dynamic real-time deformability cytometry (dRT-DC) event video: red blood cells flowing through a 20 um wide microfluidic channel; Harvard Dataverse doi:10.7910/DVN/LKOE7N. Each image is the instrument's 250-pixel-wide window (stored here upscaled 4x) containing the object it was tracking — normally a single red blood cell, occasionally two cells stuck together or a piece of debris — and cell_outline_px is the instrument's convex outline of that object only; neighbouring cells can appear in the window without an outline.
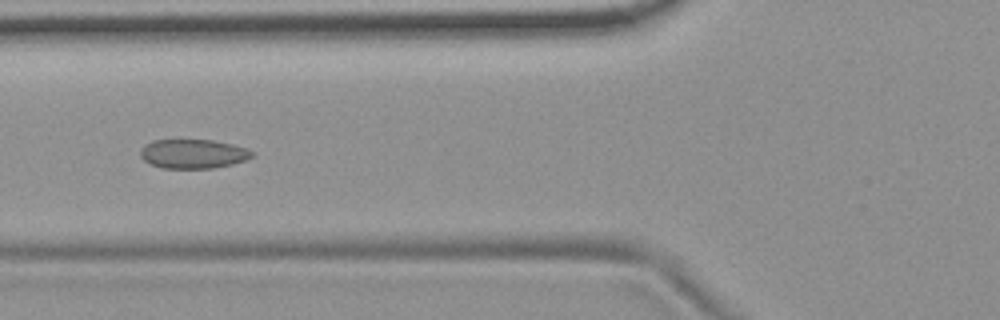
{"species": "common noctule bat (a hibernating species)", "species_latin": "Nyctalus noctula", "temperature_condition": "room temperature", "stored_images_in_passage": 8, "camera_frame_rate_fps": 3000, "um_per_image_px": 0.085, "animal": {"sex": "female", "body_mass_g": 19.9}, "frame": {"image": 1, "passage_image": 5, "time_ms": 1.333, "image_size_px": [1000, 320], "cell_outline_px": [[256, 152], [252, 156], [244, 160], [232, 164], [212, 168], [160, 168], [148, 164], [140, 156], [140, 152], [152, 140], [212, 140], [232, 144], [248, 148]], "centroid_in_image_um": [16.43, 13.08], "position_along_channel_um": 109.4, "area_um2": 18.96}}
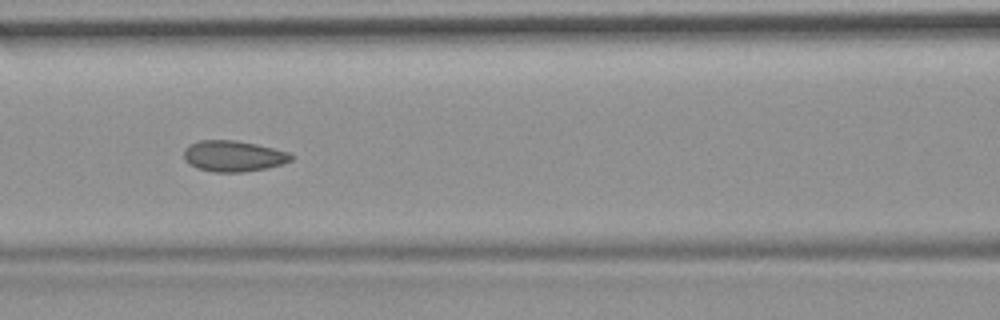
{"frame": {"image": 2, "passage_image": 6, "time_ms": 1.667, "image_size_px": [1000, 320], "cell_outline_px": [[296, 156], [292, 160], [268, 168], [244, 172], [212, 172], [196, 168], [188, 164], [184, 160], [184, 148], [188, 144], [200, 140], [236, 140], [256, 144], [288, 152]], "centroid_in_image_um": [19.81, 13.27], "position_along_channel_um": 146.8, "area_um2": 19.59}}